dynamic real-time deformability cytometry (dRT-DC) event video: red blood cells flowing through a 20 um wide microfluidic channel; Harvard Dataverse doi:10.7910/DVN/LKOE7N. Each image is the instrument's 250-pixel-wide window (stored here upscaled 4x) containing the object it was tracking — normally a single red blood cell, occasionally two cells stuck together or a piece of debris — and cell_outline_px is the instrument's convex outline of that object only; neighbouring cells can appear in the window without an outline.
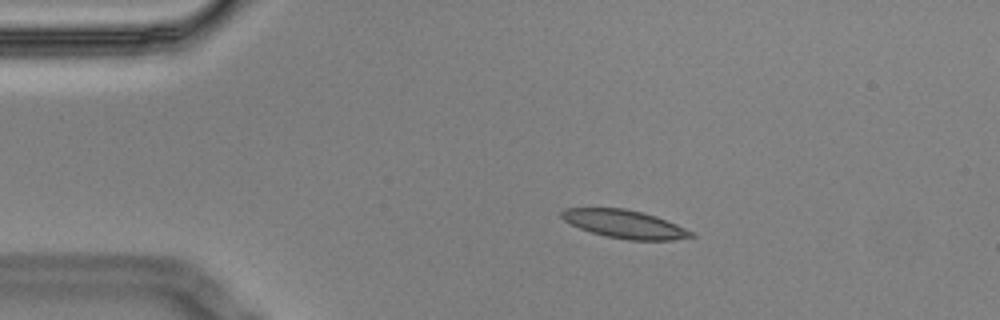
{"species": "Egyptian fruit bat (a non-hibernating species)", "species_latin": "Rousettus aegyptiacus", "temperature_condition": "cold", "stored_images_in_passage": 10, "camera_frame_rate_fps": 3000, "um_per_image_px": 0.085, "animal": {"sex": "male"}, "frame": {"image": 1, "passage_image": 2, "time_ms": 0.333, "image_size_px": [1000, 320], "cell_outline_px": [[696, 236], [672, 240], [628, 240], [604, 236], [580, 228], [564, 220], [560, 216], [560, 212], [564, 208], [624, 208], [644, 212], [656, 216], [696, 232]], "centroid_in_image_um": [53.13, 19.05], "position_along_channel_um": 31.9, "area_um2": 21.39}}
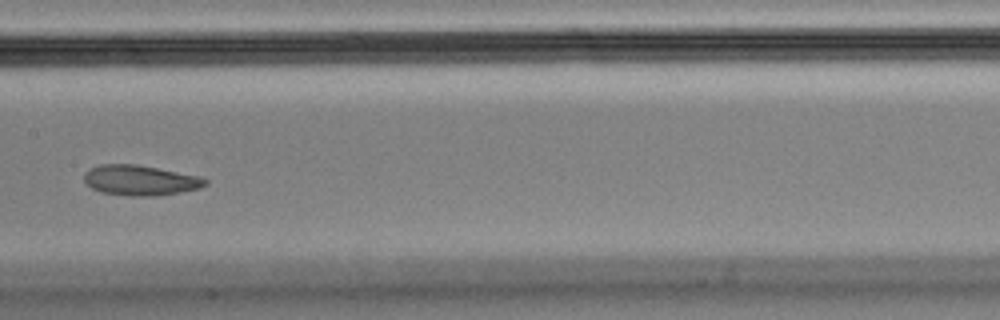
{"frame": {"image": 2, "passage_image": 7, "time_ms": 2.0, "image_size_px": [1000, 320], "cell_outline_px": [[208, 184], [200, 188], [180, 192], [156, 196], [128, 196], [100, 192], [92, 188], [84, 180], [84, 172], [100, 164], [136, 164], [200, 176], [208, 180]], "centroid_in_image_um": [11.93, 15.33], "position_along_channel_um": 195.5, "area_um2": 21.39}}
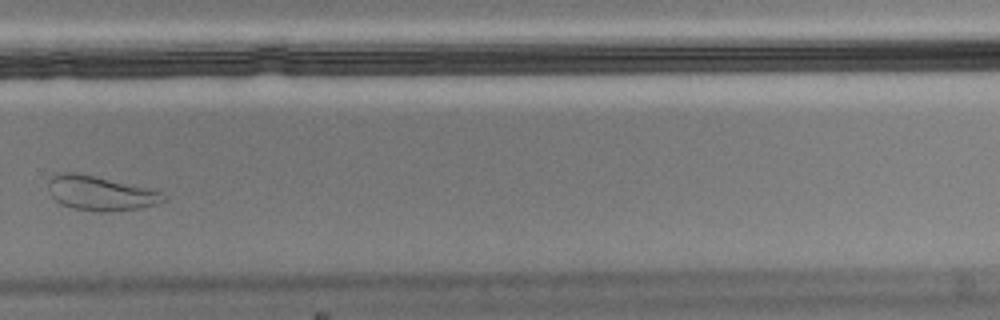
{"frame": {"image": 3, "passage_image": 10, "time_ms": 3.0, "image_size_px": [1000, 320], "cell_outline_px": [[164, 200], [156, 204], [140, 208], [100, 212], [72, 208], [60, 204], [52, 196], [48, 188], [48, 180], [52, 176], [60, 172], [76, 172], [148, 188], [160, 192], [164, 196]], "centroid_in_image_um": [8.47, 16.42], "position_along_channel_um": 321.3, "area_um2": 22.83}}